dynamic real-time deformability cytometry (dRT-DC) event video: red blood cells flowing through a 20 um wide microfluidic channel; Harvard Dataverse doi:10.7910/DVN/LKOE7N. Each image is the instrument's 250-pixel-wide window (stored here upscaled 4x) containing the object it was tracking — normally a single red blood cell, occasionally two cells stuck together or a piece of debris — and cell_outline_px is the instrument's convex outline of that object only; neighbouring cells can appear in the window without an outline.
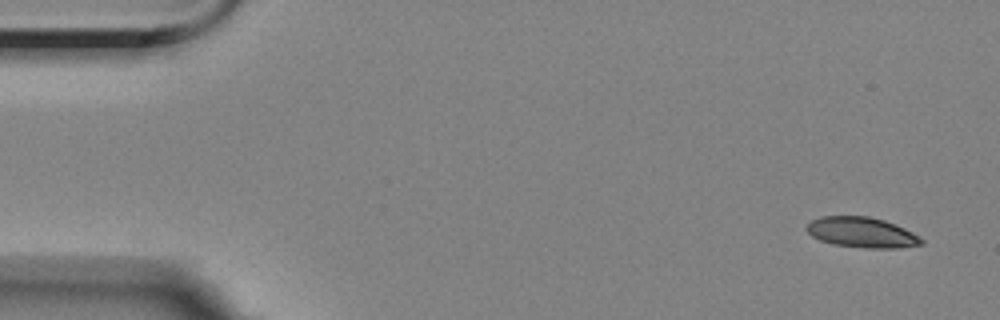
{"species": "Egyptian fruit bat (a non-hibernating species)", "species_latin": "Rousettus aegyptiacus", "temperature_condition": "room temperature", "stored_images_in_passage": 4, "camera_frame_rate_fps": 3000, "um_per_image_px": 0.085, "animal": {"sex": "female"}, "frame": {"image": 1, "passage_image": 1, "time_ms": 0.0, "image_size_px": [1000, 320], "cell_outline_px": [[924, 244], [900, 248], [864, 248], [832, 244], [820, 240], [812, 236], [804, 228], [812, 220], [820, 216], [868, 216], [884, 220], [896, 224], [920, 236], [924, 240]], "centroid_in_image_um": [73.27, 19.76], "position_along_channel_um": 11.7, "area_um2": 20.52}}
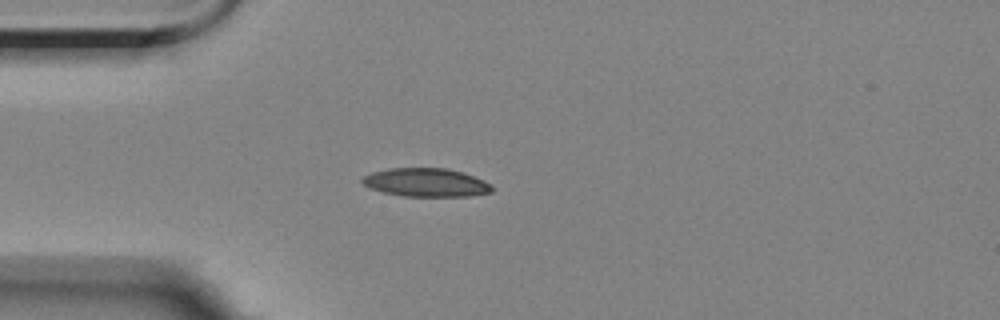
{"frame": {"image": 2, "passage_image": 4, "time_ms": 4.0, "image_size_px": [1000, 320], "cell_outline_px": [[496, 188], [492, 192], [472, 196], [404, 196], [384, 192], [368, 188], [360, 180], [364, 176], [372, 172], [388, 168], [448, 168], [464, 172], [484, 180], [492, 184]], "centroid_in_image_um": [36.27, 15.51], "position_along_channel_um": 48.7, "area_um2": 21.79}}